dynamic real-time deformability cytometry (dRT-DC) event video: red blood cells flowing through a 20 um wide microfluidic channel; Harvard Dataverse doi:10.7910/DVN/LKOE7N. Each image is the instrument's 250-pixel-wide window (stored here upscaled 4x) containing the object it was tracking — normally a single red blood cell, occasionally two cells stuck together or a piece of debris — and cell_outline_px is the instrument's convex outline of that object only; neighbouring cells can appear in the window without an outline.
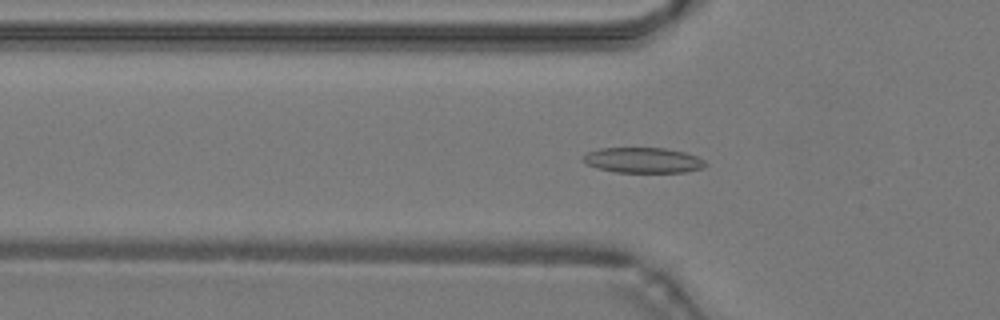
{"species": "common noctule bat (a hibernating species)", "species_latin": "Nyctalus noctula", "temperature_condition": "warm", "stored_images_in_passage": 48, "camera_frame_rate_fps": 3000, "um_per_image_px": 0.085, "animal": {"sex": "male", "body_mass_g": 19.2, "forearm_length_mm": 51.8}, "frame": {"image": 1, "passage_image": 16, "time_ms": 5.0, "image_size_px": [1000, 320], "cell_outline_px": [[708, 164], [704, 168], [684, 172], [616, 172], [596, 168], [580, 160], [580, 156], [588, 152], [600, 148], [664, 148], [684, 152], [696, 156], [704, 160]], "centroid_in_image_um": [54.63, 13.62], "position_along_channel_um": 71.2, "area_um2": 18.21}}
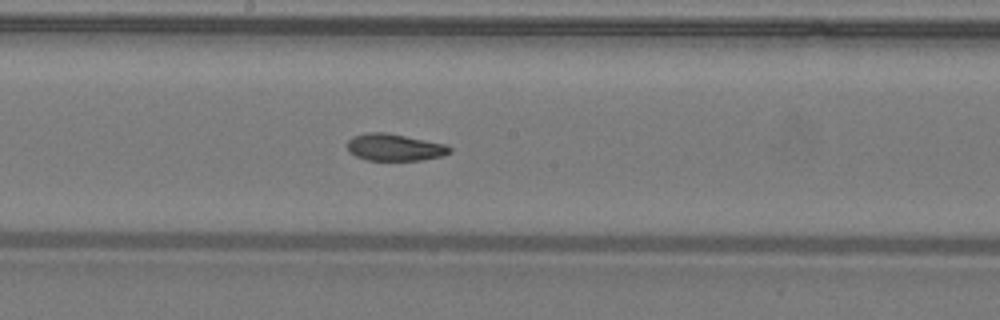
{"frame": {"image": 2, "passage_image": 26, "time_ms": 8.333, "image_size_px": [1000, 320], "cell_outline_px": [[452, 152], [440, 156], [420, 160], [368, 160], [356, 156], [348, 152], [348, 140], [352, 136], [368, 132], [384, 132], [444, 144], [452, 148]], "centroid_in_image_um": [33.5, 12.52], "position_along_channel_um": 214.7, "area_um2": 15.9}}
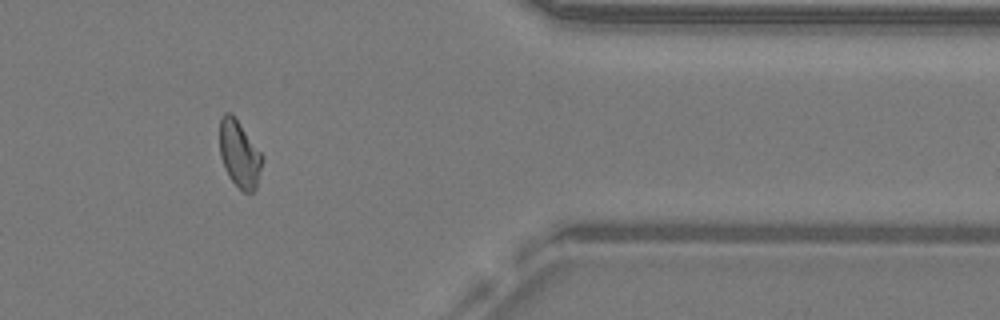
{"frame": {"image": 3, "passage_image": 40, "time_ms": 13.0, "image_size_px": [1000, 320], "cell_outline_px": [[264, 156], [256, 188], [252, 192], [244, 192], [228, 176], [224, 168], [220, 156], [220, 116], [224, 112], [232, 112]], "centroid_in_image_um": [20.34, 13.05], "position_along_channel_um": 391.1, "area_um2": 16.7}, "authors_computed_cell_mechanics": {"area_um2": 17.0221, "velocity_mm_per_s": 4.2873, "shape_relaxation_time_tau1_ms": 7.2923, "shape_relaxation_time_tau2_ms": 2.4006, "deformation_change_tau1": 0.1712, "deformation_change_tau2": 0.0721}}